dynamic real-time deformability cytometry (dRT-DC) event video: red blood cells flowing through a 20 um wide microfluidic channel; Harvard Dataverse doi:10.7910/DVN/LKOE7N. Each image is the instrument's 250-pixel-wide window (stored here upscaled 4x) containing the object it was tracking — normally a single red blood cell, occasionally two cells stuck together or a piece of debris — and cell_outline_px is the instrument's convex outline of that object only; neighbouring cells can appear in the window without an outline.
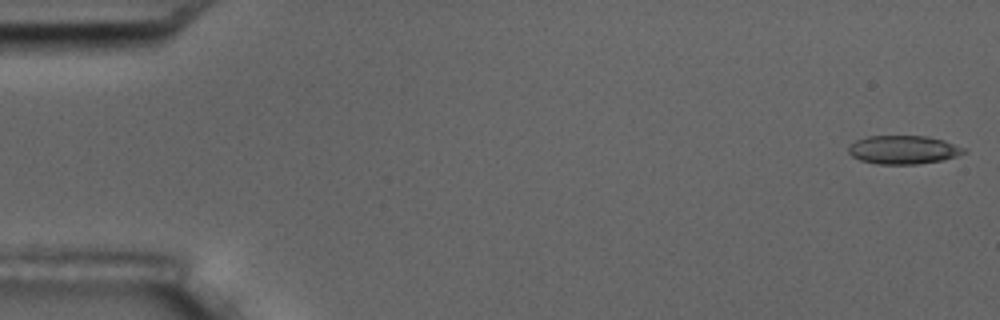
{"species": "common noctule bat (a hibernating species)", "species_latin": "Nyctalus noctula", "temperature_condition": "room temperature", "stored_images_in_passage": 6, "camera_frame_rate_fps": 3000, "um_per_image_px": 0.085, "animal": {"sex": "male", "body_mass_g": 17.5, "forearm_length_mm": 52.3}, "frame": {"image": 1, "passage_image": 1, "time_ms": 0.0, "image_size_px": [1000, 320], "cell_outline_px": [[968, 152], [944, 160], [916, 164], [876, 164], [860, 160], [852, 156], [848, 152], [848, 144], [856, 140], [868, 136], [924, 136], [944, 140], [968, 148]], "centroid_in_image_um": [76.81, 12.73], "position_along_channel_um": 8.2, "area_um2": 19.42}}
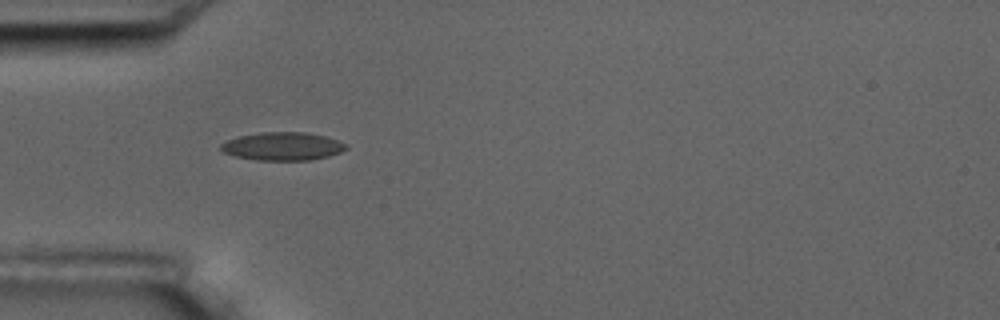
{"frame": {"image": 2, "passage_image": 5, "time_ms": 5.333, "image_size_px": [1000, 320], "cell_outline_px": [[348, 148], [340, 152], [328, 156], [308, 160], [256, 160], [236, 156], [224, 152], [220, 148], [220, 144], [228, 140], [240, 136], [264, 132], [304, 132], [324, 136], [348, 144]], "centroid_in_image_um": [24.04, 12.43], "position_along_channel_um": 61.0, "area_um2": 20.29}}